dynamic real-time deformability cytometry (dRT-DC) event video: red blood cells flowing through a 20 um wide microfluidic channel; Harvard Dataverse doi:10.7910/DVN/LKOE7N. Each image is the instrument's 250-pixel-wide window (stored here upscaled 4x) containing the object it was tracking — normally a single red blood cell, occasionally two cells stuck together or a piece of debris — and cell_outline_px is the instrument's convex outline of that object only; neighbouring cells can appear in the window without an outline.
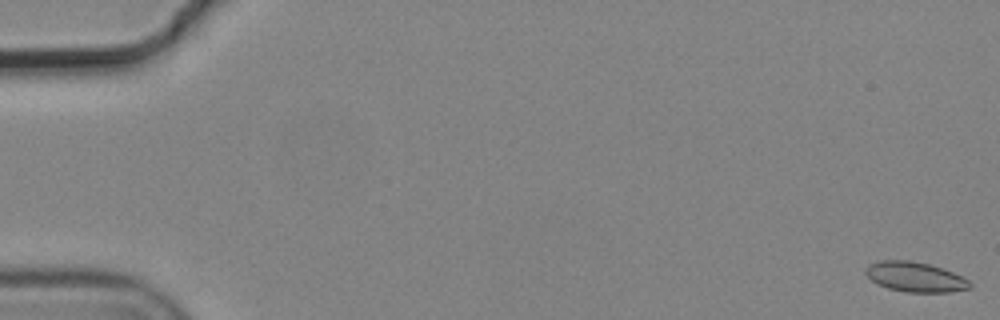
{"species": "common noctule bat (a hibernating species)", "species_latin": "Nyctalus noctula", "temperature_condition": "cold", "stored_images_in_passage": 9, "camera_frame_rate_fps": 3000, "um_per_image_px": 0.085, "animal": {"sex": "male", "body_mass_g": 19.2, "forearm_length_mm": 51.8}, "frame": {"image": 1, "passage_image": 1, "time_ms": 0.0, "image_size_px": [1000, 320], "cell_outline_px": [[972, 288], [952, 292], [908, 292], [888, 288], [872, 280], [864, 272], [864, 268], [868, 264], [880, 260], [908, 260], [928, 264], [952, 272], [968, 280], [972, 284]], "centroid_in_image_um": [77.78, 23.54], "position_along_channel_um": 7.2, "area_um2": 18.03}}
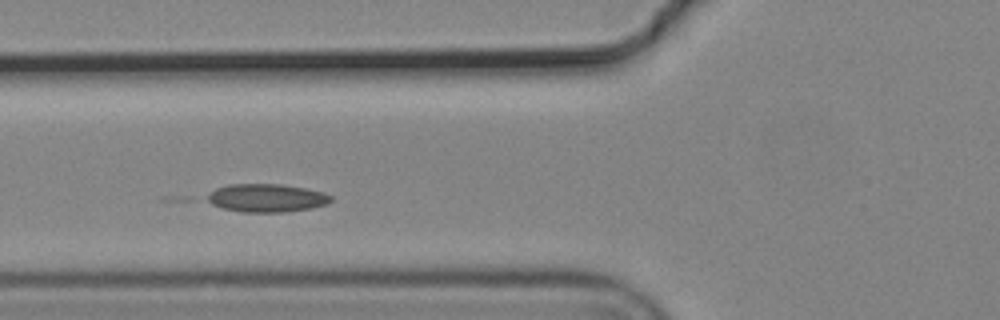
{"frame": {"image": 2, "passage_image": 8, "time_ms": 2.333, "image_size_px": [1000, 320], "cell_outline_px": [[332, 200], [328, 204], [312, 208], [284, 212], [240, 212], [220, 208], [204, 200], [216, 188], [228, 184], [280, 184], [304, 188], [324, 192], [332, 196]], "centroid_in_image_um": [22.66, 16.83], "position_along_channel_um": 103.1, "area_um2": 20.46}}
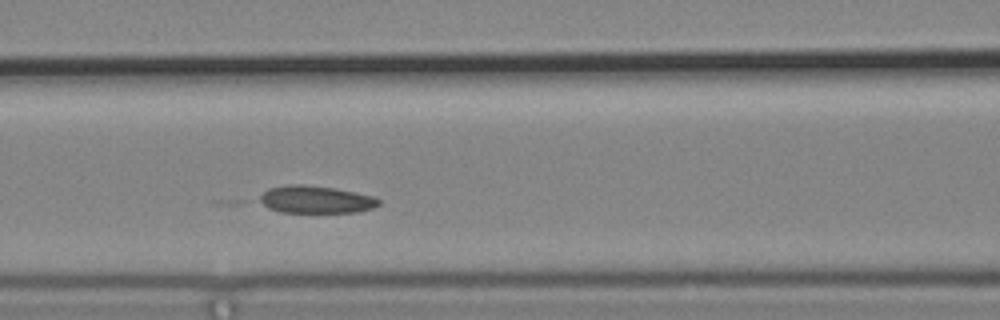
{"frame": {"image": 3, "passage_image": 9, "time_ms": 2.667, "image_size_px": [1000, 320], "cell_outline_px": [[380, 204], [372, 208], [356, 212], [280, 212], [268, 208], [256, 200], [268, 188], [288, 184], [304, 184], [336, 188], [372, 196], [380, 200]], "centroid_in_image_um": [26.79, 16.95], "position_along_channel_um": 139.8, "area_um2": 19.13}}